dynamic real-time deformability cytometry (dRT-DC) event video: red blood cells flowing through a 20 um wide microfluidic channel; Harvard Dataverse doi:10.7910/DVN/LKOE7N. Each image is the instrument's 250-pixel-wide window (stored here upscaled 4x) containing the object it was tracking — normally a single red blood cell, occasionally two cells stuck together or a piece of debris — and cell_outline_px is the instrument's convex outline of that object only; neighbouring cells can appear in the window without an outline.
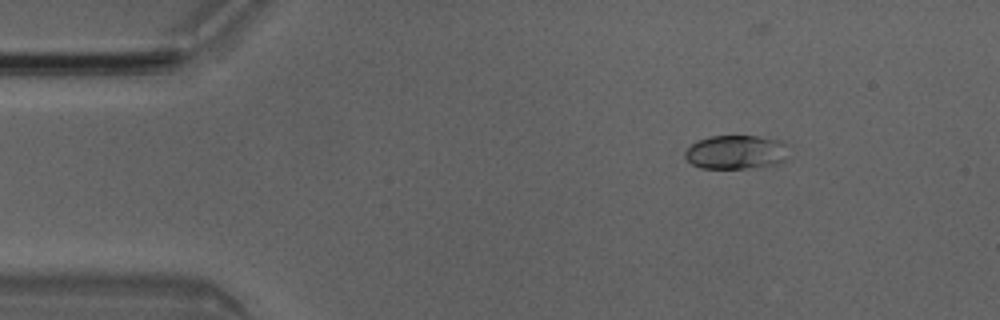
{"species": "Egyptian fruit bat (a non-hibernating species)", "species_latin": "Rousettus aegyptiacus", "temperature_condition": "room temperature", "stored_images_in_passage": 4, "camera_frame_rate_fps": 3000, "um_per_image_px": 0.085, "animal": {"sex": "male"}, "frame": {"image": 1, "passage_image": 2, "time_ms": 0.333, "image_size_px": [1000, 320], "cell_outline_px": [[788, 160], [776, 164], [744, 168], [700, 168], [692, 164], [684, 156], [684, 152], [696, 140], [708, 136], [776, 136], [784, 140], [788, 144]], "centroid_in_image_um": [62.65, 12.9], "position_along_channel_um": 22.3, "area_um2": 21.15}}